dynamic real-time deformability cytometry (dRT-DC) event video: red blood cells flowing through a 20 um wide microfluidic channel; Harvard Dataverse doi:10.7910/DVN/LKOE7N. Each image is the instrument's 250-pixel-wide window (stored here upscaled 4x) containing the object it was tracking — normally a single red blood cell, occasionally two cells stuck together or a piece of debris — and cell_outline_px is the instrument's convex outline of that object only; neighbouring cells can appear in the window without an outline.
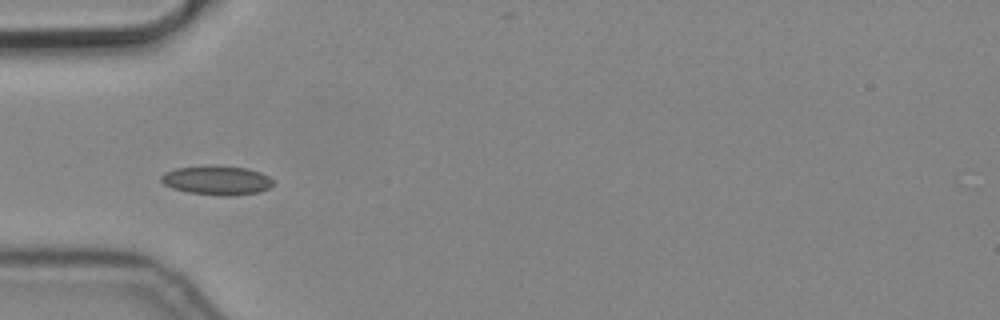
{"species": "common noctule bat (a hibernating species)", "species_latin": "Nyctalus noctula", "temperature_condition": "cold", "stored_images_in_passage": 10, "camera_frame_rate_fps": 3000, "um_per_image_px": 0.085, "animal": {"sex": "male", "body_mass_g": 19.2, "forearm_length_mm": 51.8}, "frame": {"image": 1, "passage_image": 4, "time_ms": 1.0, "image_size_px": [1000, 320], "cell_outline_px": [[272, 184], [268, 188], [260, 192], [232, 196], [224, 196], [188, 192], [172, 188], [164, 184], [160, 180], [160, 176], [164, 172], [176, 168], [248, 168], [260, 172], [268, 176], [272, 180]], "centroid_in_image_um": [18.43, 15.37], "position_along_channel_um": 66.6, "area_um2": 18.26}}
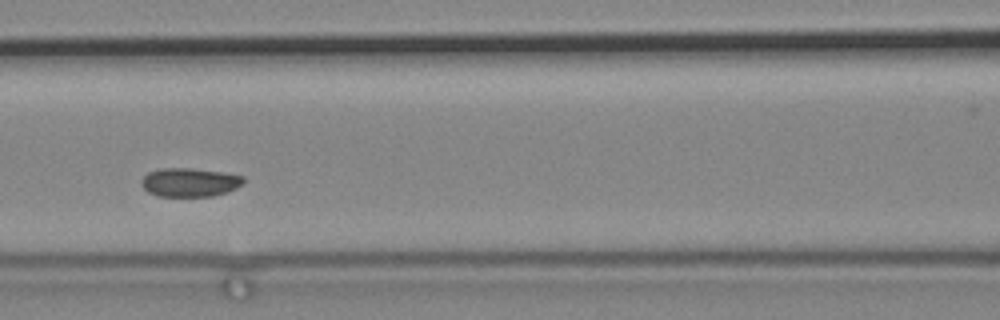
{"frame": {"image": 2, "passage_image": 6, "time_ms": 1.667, "image_size_px": [1000, 320], "cell_outline_px": [[244, 184], [228, 192], [212, 196], [160, 196], [148, 192], [140, 184], [140, 180], [148, 172], [160, 168], [192, 168], [224, 172], [244, 176]], "centroid_in_image_um": [16.14, 15.49], "position_along_channel_um": 150.5, "area_um2": 17.28}}
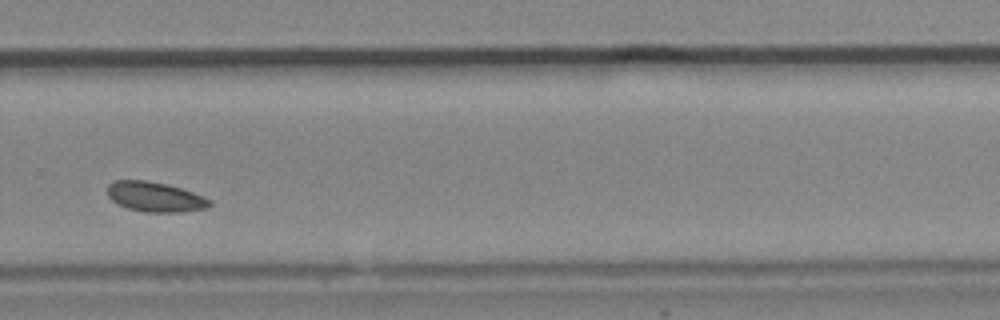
{"frame": {"image": 3, "passage_image": 10, "time_ms": 3.0, "image_size_px": [1000, 320], "cell_outline_px": [[212, 204], [208, 208], [180, 212], [144, 212], [128, 208], [116, 204], [108, 196], [108, 184], [112, 180], [144, 180], [164, 184], [180, 188], [204, 196], [212, 200]], "centroid_in_image_um": [13.18, 16.74], "position_along_channel_um": 316.6, "area_um2": 17.86}}